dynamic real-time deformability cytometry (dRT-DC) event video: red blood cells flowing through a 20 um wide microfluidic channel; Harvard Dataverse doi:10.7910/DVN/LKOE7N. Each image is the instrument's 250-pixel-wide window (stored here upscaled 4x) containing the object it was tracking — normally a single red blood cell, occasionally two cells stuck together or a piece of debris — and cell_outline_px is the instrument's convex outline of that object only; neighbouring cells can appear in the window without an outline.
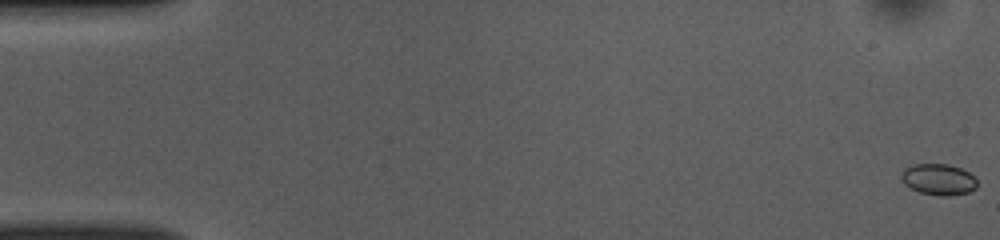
{"species": "common noctule bat (a hibernating species)", "species_latin": "Nyctalus noctula", "temperature_condition": "room temperature", "stored_images_in_passage": 52, "camera_frame_rate_fps": 3000, "um_per_image_px": 0.085, "animal": {"sex": "female", "body_mass_g": 10.0, "forearm_length_mm": 53.1}, "frame": {"image": 1, "passage_image": 1, "time_ms": 0.0, "image_size_px": [1000, 240], "cell_outline_px": [[976, 188], [968, 192], [948, 196], [940, 196], [920, 192], [904, 184], [900, 176], [904, 168], [912, 164], [948, 164], [960, 168], [976, 176]], "centroid_in_image_um": [79.77, 15.24], "position_along_channel_um": 5.2, "area_um2": 13.81}}
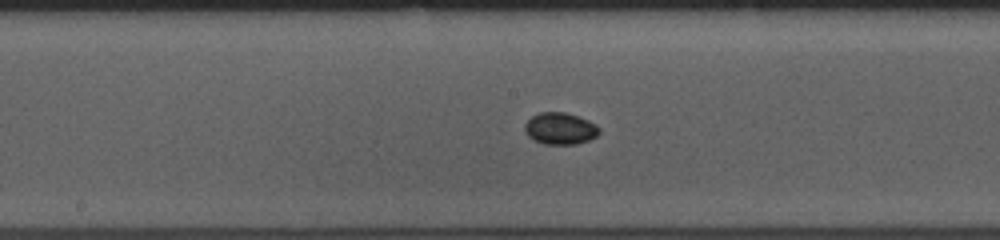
{"frame": {"image": 2, "passage_image": 27, "time_ms": 8.667, "image_size_px": [1000, 240], "cell_outline_px": [[600, 132], [596, 136], [588, 140], [576, 144], [544, 144], [532, 140], [524, 132], [524, 124], [532, 116], [540, 112], [564, 112], [588, 120], [596, 124], [600, 128]], "centroid_in_image_um": [47.59, 10.93], "position_along_channel_um": 200.6, "area_um2": 13.87}}
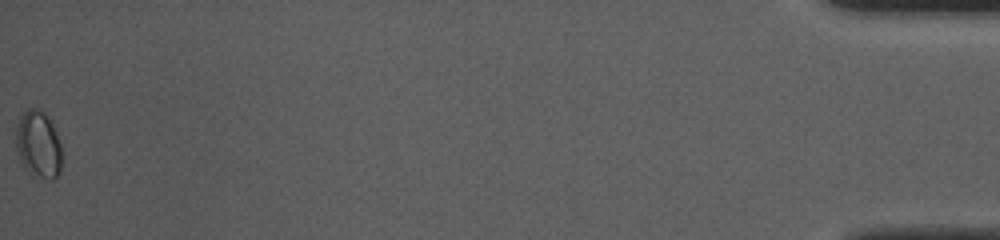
{"frame": {"image": 3, "passage_image": 52, "time_ms": 17.0, "image_size_px": [1000, 240], "cell_outline_px": [[60, 172], [52, 180], [48, 180], [28, 172], [24, 168], [20, 160], [16, 148], [16, 128], [20, 116], [28, 108], [36, 108], [44, 112], [52, 124], [60, 144]], "centroid_in_image_um": [3.23, 12.28], "position_along_channel_um": 432.0, "area_um2": 17.74}, "authors_computed_cell_mechanics": {"area_um2": 13.4963, "velocity_mm_per_s": 3.9504, "shape_relaxation_time_tau1_ms": 1.1124, "shape_relaxation_time_tau2_ms": null, "deformation_change_tau1": 0.0348, "deformation_change_tau2": null}}